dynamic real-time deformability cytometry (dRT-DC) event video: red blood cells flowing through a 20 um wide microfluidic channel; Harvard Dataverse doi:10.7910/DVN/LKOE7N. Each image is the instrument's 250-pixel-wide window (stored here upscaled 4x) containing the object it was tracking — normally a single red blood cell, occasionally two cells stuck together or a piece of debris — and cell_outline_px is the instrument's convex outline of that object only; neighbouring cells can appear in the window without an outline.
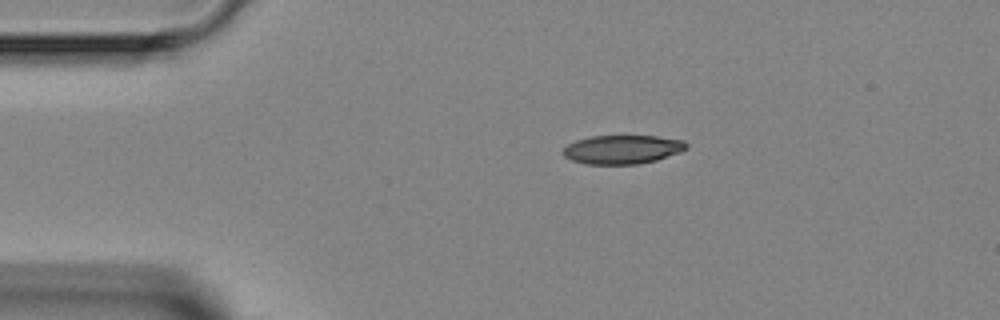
{"species": "Egyptian fruit bat (a non-hibernating species)", "species_latin": "Rousettus aegyptiacus", "temperature_condition": "room temperature", "stored_images_in_passage": 3, "segment_of_instrument_passage": [1, 2], "camera_frame_rate_fps": 3000, "um_per_image_px": 0.085, "animal": {"sex": "female"}, "frame": {"image": 1, "passage_image": 1, "time_ms": 0.0, "image_size_px": [1000, 320], "cell_outline_px": [[688, 148], [680, 152], [656, 160], [636, 164], [588, 164], [572, 160], [564, 156], [560, 152], [568, 144], [576, 140], [592, 136], [656, 136], [684, 140], [688, 144]], "centroid_in_image_um": [52.91, 12.7], "position_along_channel_um": 32.1, "area_um2": 20.69}}